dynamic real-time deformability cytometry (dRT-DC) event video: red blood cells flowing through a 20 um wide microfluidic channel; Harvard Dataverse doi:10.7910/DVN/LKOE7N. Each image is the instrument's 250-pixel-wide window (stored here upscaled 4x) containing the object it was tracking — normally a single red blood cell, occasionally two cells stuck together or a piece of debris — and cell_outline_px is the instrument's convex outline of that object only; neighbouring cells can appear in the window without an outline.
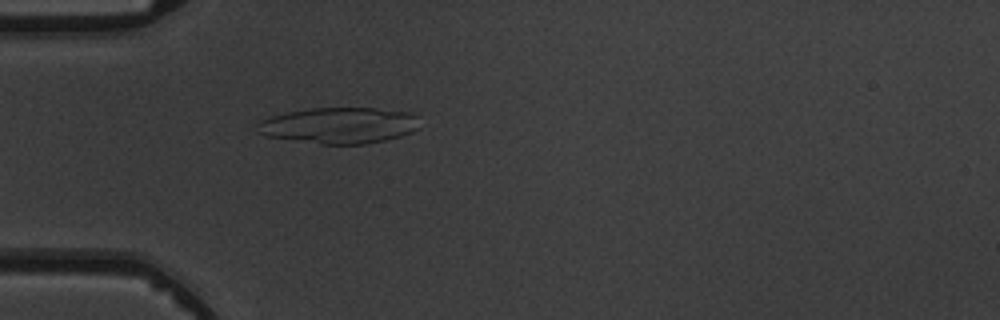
{"species": "common noctule bat (a hibernating species)", "species_latin": "Nyctalus noctula", "temperature_condition": "warm", "stored_images_in_passage": 5, "camera_frame_rate_fps": 3000, "um_per_image_px": 0.085, "animal": {"sex": "male", "body_mass_g": 19.5, "forearm_length_mm": 54.6}, "frame": {"image": 1, "passage_image": 5, "time_ms": 4.667, "image_size_px": [1000, 320], "cell_outline_px": [[420, 128], [412, 132], [400, 136], [384, 140], [364, 144], [320, 144], [268, 136], [256, 132], [256, 124], [260, 120], [272, 116], [288, 112], [312, 108], [376, 108], [408, 112], [416, 116]], "centroid_in_image_um": [28.83, 10.66], "position_along_channel_um": 56.2, "area_um2": 34.1}}